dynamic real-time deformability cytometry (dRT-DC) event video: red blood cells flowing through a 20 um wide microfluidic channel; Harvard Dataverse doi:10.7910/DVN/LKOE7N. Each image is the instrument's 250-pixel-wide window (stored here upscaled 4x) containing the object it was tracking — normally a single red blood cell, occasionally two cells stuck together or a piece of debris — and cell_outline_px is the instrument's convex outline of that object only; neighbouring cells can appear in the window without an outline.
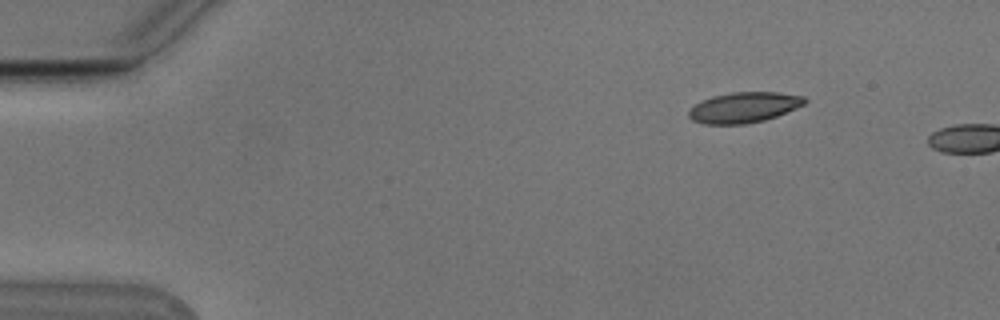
{"species": "Egyptian fruit bat (a non-hibernating species)", "species_latin": "Rousettus aegyptiacus", "temperature_condition": "cold", "stored_images_in_passage": 4, "camera_frame_rate_fps": 3000, "um_per_image_px": 0.085, "animal": {"sex": "male"}, "frame": {"image": 1, "passage_image": 2, "time_ms": 0.333, "image_size_px": [1000, 320], "cell_outline_px": [[808, 100], [804, 104], [796, 108], [776, 116], [764, 120], [744, 124], [704, 124], [692, 120], [688, 116], [688, 108], [712, 96], [732, 92], [780, 92], [804, 96]], "centroid_in_image_um": [63.23, 9.12], "position_along_channel_um": 21.8, "area_um2": 20.63}}